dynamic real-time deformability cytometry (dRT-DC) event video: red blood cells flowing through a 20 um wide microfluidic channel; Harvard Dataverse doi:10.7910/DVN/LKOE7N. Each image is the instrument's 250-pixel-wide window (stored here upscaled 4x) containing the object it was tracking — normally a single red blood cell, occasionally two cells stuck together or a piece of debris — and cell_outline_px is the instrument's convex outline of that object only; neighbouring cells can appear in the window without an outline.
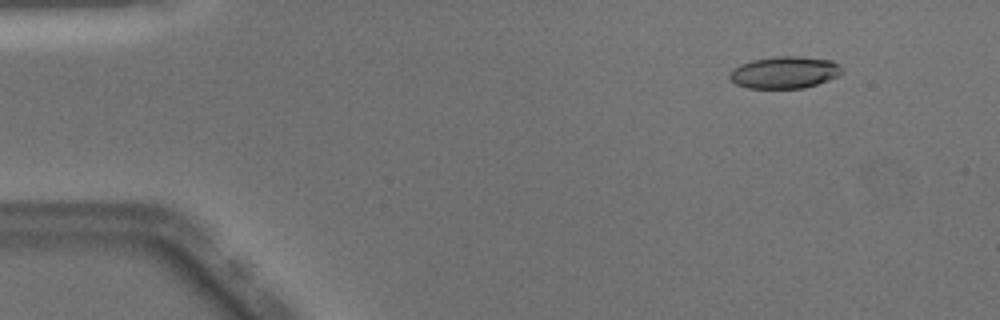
{"species": "Egyptian fruit bat (a non-hibernating species)", "species_latin": "Rousettus aegyptiacus", "temperature_condition": "warm", "stored_images_in_passage": 50, "camera_frame_rate_fps": 3000, "um_per_image_px": 0.085, "animal": {"sex": "male"}, "frame": {"image": 1, "passage_image": 6, "time_ms": 1.667, "image_size_px": [1000, 320], "cell_outline_px": [[844, 72], [840, 76], [804, 88], [748, 88], [736, 84], [728, 76], [728, 72], [732, 68], [740, 64], [752, 60], [776, 56], [800, 56], [832, 60], [840, 64], [844, 68]], "centroid_in_image_um": [66.72, 6.14], "position_along_channel_um": 18.3, "area_um2": 21.27}}
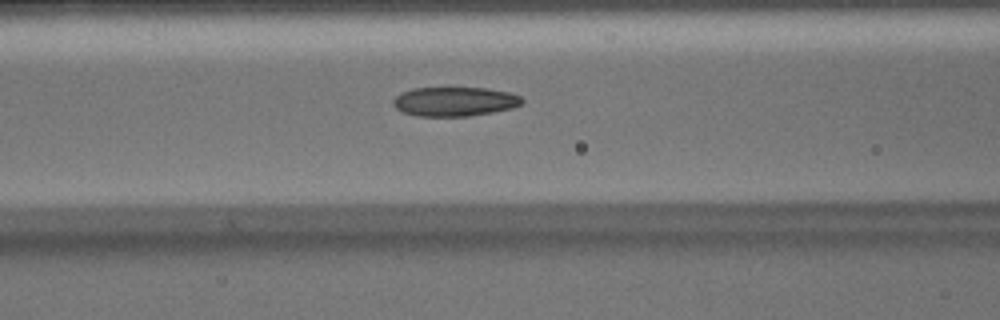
{"frame": {"image": 2, "passage_image": 21, "time_ms": 6.667, "image_size_px": [1000, 320], "cell_outline_px": [[524, 100], [520, 104], [512, 108], [492, 112], [468, 116], [416, 116], [404, 112], [396, 108], [392, 104], [392, 100], [396, 96], [412, 88], [488, 88], [508, 92], [520, 96]], "centroid_in_image_um": [38.63, 8.63], "position_along_channel_um": 128.0, "area_um2": 21.85}}
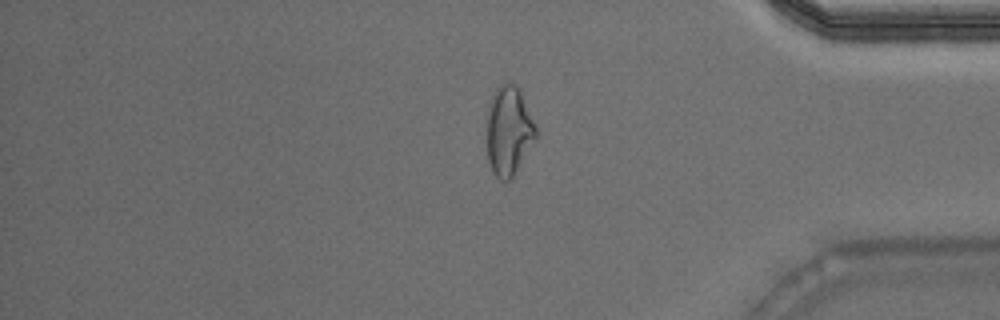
{"frame": {"image": 3, "passage_image": 42, "time_ms": 13.667, "image_size_px": [1000, 320], "cell_outline_px": [[536, 136], [512, 180], [500, 180], [492, 172], [488, 160], [488, 108], [492, 96], [496, 88], [504, 84], [516, 84], [520, 88], [536, 128]], "centroid_in_image_um": [43.24, 11.14], "position_along_channel_um": 392.0, "area_um2": 25.14}, "authors_computed_cell_mechanics": {"area_um2": 22.0507, "velocity_mm_per_s": 4.0877, "shape_relaxation_time_tau1_ms": null, "shape_relaxation_time_tau2_ms": 2.0925, "deformation_change_tau1": null, "deformation_change_tau2": 0.1015}}